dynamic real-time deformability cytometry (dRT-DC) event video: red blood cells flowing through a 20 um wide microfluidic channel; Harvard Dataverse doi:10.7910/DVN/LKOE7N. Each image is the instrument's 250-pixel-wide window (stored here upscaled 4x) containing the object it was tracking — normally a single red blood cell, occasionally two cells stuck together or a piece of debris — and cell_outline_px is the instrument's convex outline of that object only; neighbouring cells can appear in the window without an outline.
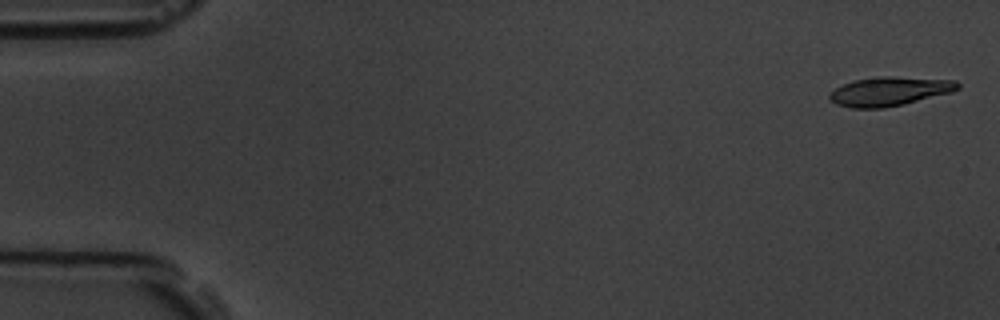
{"species": "common noctule bat (a hibernating species)", "species_latin": "Nyctalus noctula", "temperature_condition": "room temperature", "stored_images_in_passage": 5, "camera_frame_rate_fps": 3000, "um_per_image_px": 0.085, "animal": {"sex": "male", "body_mass_g": 19.5, "forearm_length_mm": 54.6}, "frame": {"image": 1, "passage_image": 1, "time_ms": 0.0, "image_size_px": [1000, 320], "cell_outline_px": [[960, 88], [952, 92], [904, 104], [884, 108], [852, 108], [836, 104], [828, 96], [836, 88], [844, 84], [856, 80], [876, 76], [892, 76], [956, 80], [960, 84]], "centroid_in_image_um": [75.65, 7.76], "position_along_channel_um": 9.3, "area_um2": 21.62}}
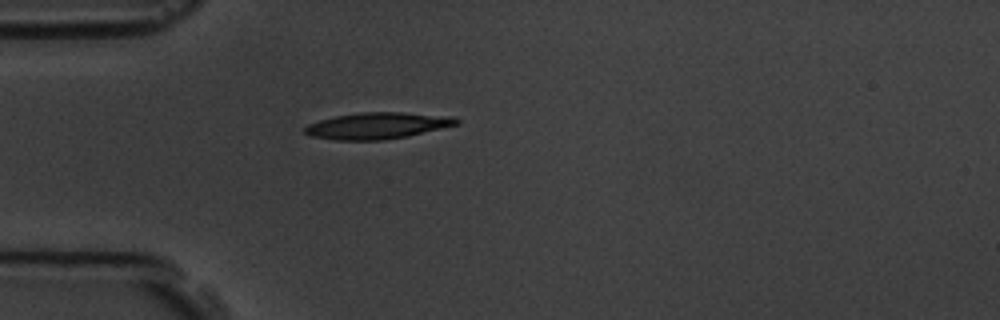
{"frame": {"image": 2, "passage_image": 5, "time_ms": 4.667, "image_size_px": [1000, 320], "cell_outline_px": [[460, 124], [408, 136], [380, 140], [336, 140], [312, 136], [304, 132], [304, 128], [308, 124], [320, 120], [336, 116], [360, 112], [400, 112], [452, 116], [460, 120]], "centroid_in_image_um": [32.11, 10.68], "position_along_channel_um": 52.9, "area_um2": 23.29}}